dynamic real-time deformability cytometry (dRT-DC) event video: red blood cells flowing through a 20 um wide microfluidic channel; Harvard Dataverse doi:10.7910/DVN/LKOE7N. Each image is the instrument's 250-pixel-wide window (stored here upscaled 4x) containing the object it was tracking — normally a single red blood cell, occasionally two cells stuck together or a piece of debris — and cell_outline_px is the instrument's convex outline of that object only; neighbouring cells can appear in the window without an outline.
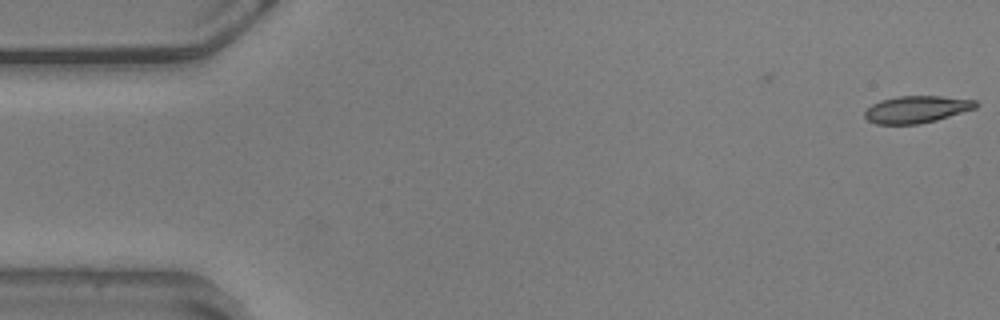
{"species": "common noctule bat (a hibernating species)", "species_latin": "Nyctalus noctula", "temperature_condition": "warm", "stored_images_in_passage": 5, "camera_frame_rate_fps": 3000, "um_per_image_px": 0.085, "animal": {"sex": "male", "body_mass_g": 20.5, "forearm_length_mm": 52.5}, "frame": {"image": 1, "passage_image": 5, "time_ms": 1.333, "image_size_px": [1000, 320], "cell_outline_px": [[980, 104], [976, 108], [936, 120], [920, 124], [876, 124], [868, 120], [864, 116], [864, 112], [872, 104], [880, 100], [900, 96], [940, 96], [976, 100]], "centroid_in_image_um": [77.92, 9.29], "position_along_channel_um": 7.1, "area_um2": 17.51}}